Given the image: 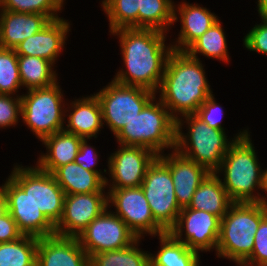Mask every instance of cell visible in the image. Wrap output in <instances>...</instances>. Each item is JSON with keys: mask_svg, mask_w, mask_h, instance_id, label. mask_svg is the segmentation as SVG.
<instances>
[{"mask_svg": "<svg viewBox=\"0 0 267 266\" xmlns=\"http://www.w3.org/2000/svg\"><path fill=\"white\" fill-rule=\"evenodd\" d=\"M63 2L64 0H1L0 11L36 13L55 20L60 18L57 12L62 9Z\"/></svg>", "mask_w": 267, "mask_h": 266, "instance_id": "obj_34", "label": "cell"}, {"mask_svg": "<svg viewBox=\"0 0 267 266\" xmlns=\"http://www.w3.org/2000/svg\"><path fill=\"white\" fill-rule=\"evenodd\" d=\"M257 2H258L257 6L259 9L265 2H267V0H258Z\"/></svg>", "mask_w": 267, "mask_h": 266, "instance_id": "obj_44", "label": "cell"}, {"mask_svg": "<svg viewBox=\"0 0 267 266\" xmlns=\"http://www.w3.org/2000/svg\"><path fill=\"white\" fill-rule=\"evenodd\" d=\"M10 177L54 225L59 222L63 213L65 192L52 173L42 171L37 166L23 168L16 165Z\"/></svg>", "mask_w": 267, "mask_h": 266, "instance_id": "obj_10", "label": "cell"}, {"mask_svg": "<svg viewBox=\"0 0 267 266\" xmlns=\"http://www.w3.org/2000/svg\"><path fill=\"white\" fill-rule=\"evenodd\" d=\"M195 115L200 120L205 122L208 126L225 131L224 128L221 126V117L223 116V110L222 107L218 103H216L213 94L210 95L208 99L201 104Z\"/></svg>", "mask_w": 267, "mask_h": 266, "instance_id": "obj_37", "label": "cell"}, {"mask_svg": "<svg viewBox=\"0 0 267 266\" xmlns=\"http://www.w3.org/2000/svg\"><path fill=\"white\" fill-rule=\"evenodd\" d=\"M261 19L262 23L255 25L244 37L243 44L250 51L267 55V20Z\"/></svg>", "mask_w": 267, "mask_h": 266, "instance_id": "obj_38", "label": "cell"}, {"mask_svg": "<svg viewBox=\"0 0 267 266\" xmlns=\"http://www.w3.org/2000/svg\"><path fill=\"white\" fill-rule=\"evenodd\" d=\"M158 158L170 169L178 205L181 209L188 207L196 189L210 172L175 149L171 154L165 156L163 153Z\"/></svg>", "mask_w": 267, "mask_h": 266, "instance_id": "obj_17", "label": "cell"}, {"mask_svg": "<svg viewBox=\"0 0 267 266\" xmlns=\"http://www.w3.org/2000/svg\"><path fill=\"white\" fill-rule=\"evenodd\" d=\"M50 21L48 16L42 14L2 10L0 47L15 49L20 42L41 31Z\"/></svg>", "mask_w": 267, "mask_h": 266, "instance_id": "obj_20", "label": "cell"}, {"mask_svg": "<svg viewBox=\"0 0 267 266\" xmlns=\"http://www.w3.org/2000/svg\"><path fill=\"white\" fill-rule=\"evenodd\" d=\"M106 208L77 237L89 258L96 253L123 249L137 236L125 222Z\"/></svg>", "mask_w": 267, "mask_h": 266, "instance_id": "obj_11", "label": "cell"}, {"mask_svg": "<svg viewBox=\"0 0 267 266\" xmlns=\"http://www.w3.org/2000/svg\"><path fill=\"white\" fill-rule=\"evenodd\" d=\"M263 190H264L265 192H267V169L264 170Z\"/></svg>", "mask_w": 267, "mask_h": 266, "instance_id": "obj_43", "label": "cell"}, {"mask_svg": "<svg viewBox=\"0 0 267 266\" xmlns=\"http://www.w3.org/2000/svg\"><path fill=\"white\" fill-rule=\"evenodd\" d=\"M155 101L153 98L115 135L119 145L145 147L158 156L165 148L175 149L176 120L160 100Z\"/></svg>", "mask_w": 267, "mask_h": 266, "instance_id": "obj_6", "label": "cell"}, {"mask_svg": "<svg viewBox=\"0 0 267 266\" xmlns=\"http://www.w3.org/2000/svg\"><path fill=\"white\" fill-rule=\"evenodd\" d=\"M139 240L123 249L93 254L89 258L90 266H150L149 253L138 249Z\"/></svg>", "mask_w": 267, "mask_h": 266, "instance_id": "obj_31", "label": "cell"}, {"mask_svg": "<svg viewBox=\"0 0 267 266\" xmlns=\"http://www.w3.org/2000/svg\"><path fill=\"white\" fill-rule=\"evenodd\" d=\"M52 175L65 195L104 192L105 180L96 172L84 169L75 161L58 167Z\"/></svg>", "mask_w": 267, "mask_h": 266, "instance_id": "obj_24", "label": "cell"}, {"mask_svg": "<svg viewBox=\"0 0 267 266\" xmlns=\"http://www.w3.org/2000/svg\"><path fill=\"white\" fill-rule=\"evenodd\" d=\"M221 218L203 210L182 208L175 226L169 233L188 248L210 251L217 248L220 235ZM185 229V239L182 233ZM183 239V240H182Z\"/></svg>", "mask_w": 267, "mask_h": 266, "instance_id": "obj_13", "label": "cell"}, {"mask_svg": "<svg viewBox=\"0 0 267 266\" xmlns=\"http://www.w3.org/2000/svg\"><path fill=\"white\" fill-rule=\"evenodd\" d=\"M258 13L260 17H263L265 20H267V2H265L259 9Z\"/></svg>", "mask_w": 267, "mask_h": 266, "instance_id": "obj_42", "label": "cell"}, {"mask_svg": "<svg viewBox=\"0 0 267 266\" xmlns=\"http://www.w3.org/2000/svg\"><path fill=\"white\" fill-rule=\"evenodd\" d=\"M36 266H90L77 237L52 235L38 238Z\"/></svg>", "mask_w": 267, "mask_h": 266, "instance_id": "obj_18", "label": "cell"}, {"mask_svg": "<svg viewBox=\"0 0 267 266\" xmlns=\"http://www.w3.org/2000/svg\"><path fill=\"white\" fill-rule=\"evenodd\" d=\"M158 90L161 91L159 100L176 121L179 114H195L213 93L199 58L191 57L186 51L175 50L168 57Z\"/></svg>", "mask_w": 267, "mask_h": 266, "instance_id": "obj_2", "label": "cell"}, {"mask_svg": "<svg viewBox=\"0 0 267 266\" xmlns=\"http://www.w3.org/2000/svg\"><path fill=\"white\" fill-rule=\"evenodd\" d=\"M189 131L182 133L183 121H176L175 150L185 158L205 167L210 173H216L220 168L223 158L235 140L242 138L247 130L228 141L225 131L208 126L195 114L184 115ZM188 140V141H187Z\"/></svg>", "mask_w": 267, "mask_h": 266, "instance_id": "obj_4", "label": "cell"}, {"mask_svg": "<svg viewBox=\"0 0 267 266\" xmlns=\"http://www.w3.org/2000/svg\"><path fill=\"white\" fill-rule=\"evenodd\" d=\"M267 215L263 203H233L221 219L218 257L245 262L252 254L254 237L260 221Z\"/></svg>", "mask_w": 267, "mask_h": 266, "instance_id": "obj_5", "label": "cell"}, {"mask_svg": "<svg viewBox=\"0 0 267 266\" xmlns=\"http://www.w3.org/2000/svg\"><path fill=\"white\" fill-rule=\"evenodd\" d=\"M22 236L23 234L18 229L17 223L7 211L0 217V243L15 241Z\"/></svg>", "mask_w": 267, "mask_h": 266, "instance_id": "obj_40", "label": "cell"}, {"mask_svg": "<svg viewBox=\"0 0 267 266\" xmlns=\"http://www.w3.org/2000/svg\"><path fill=\"white\" fill-rule=\"evenodd\" d=\"M158 157L153 151L141 146H124L112 153L108 160L110 189L141 186L148 167ZM112 186V187H111Z\"/></svg>", "mask_w": 267, "mask_h": 266, "instance_id": "obj_16", "label": "cell"}, {"mask_svg": "<svg viewBox=\"0 0 267 266\" xmlns=\"http://www.w3.org/2000/svg\"><path fill=\"white\" fill-rule=\"evenodd\" d=\"M107 203H112L119 216L128 228L141 238L143 234L159 236L166 233L154 220L149 203L143 193L141 186L109 189Z\"/></svg>", "mask_w": 267, "mask_h": 266, "instance_id": "obj_12", "label": "cell"}, {"mask_svg": "<svg viewBox=\"0 0 267 266\" xmlns=\"http://www.w3.org/2000/svg\"><path fill=\"white\" fill-rule=\"evenodd\" d=\"M233 203L219 175L210 173L196 189L188 208L203 210L222 219Z\"/></svg>", "mask_w": 267, "mask_h": 266, "instance_id": "obj_25", "label": "cell"}, {"mask_svg": "<svg viewBox=\"0 0 267 266\" xmlns=\"http://www.w3.org/2000/svg\"><path fill=\"white\" fill-rule=\"evenodd\" d=\"M250 134H246L234 141L225 154L220 168L224 171L223 187L227 191L229 198L234 203H263L267 206L265 196L260 197L253 192L255 188L263 190L264 171L258 164Z\"/></svg>", "mask_w": 267, "mask_h": 266, "instance_id": "obj_3", "label": "cell"}, {"mask_svg": "<svg viewBox=\"0 0 267 266\" xmlns=\"http://www.w3.org/2000/svg\"><path fill=\"white\" fill-rule=\"evenodd\" d=\"M119 36L126 70H120L114 81L157 92L172 46L165 45L166 34L155 29L121 28L111 32Z\"/></svg>", "mask_w": 267, "mask_h": 266, "instance_id": "obj_1", "label": "cell"}, {"mask_svg": "<svg viewBox=\"0 0 267 266\" xmlns=\"http://www.w3.org/2000/svg\"><path fill=\"white\" fill-rule=\"evenodd\" d=\"M155 222L169 232L181 211L178 205L170 169L157 157L148 167L141 184Z\"/></svg>", "mask_w": 267, "mask_h": 266, "instance_id": "obj_9", "label": "cell"}, {"mask_svg": "<svg viewBox=\"0 0 267 266\" xmlns=\"http://www.w3.org/2000/svg\"><path fill=\"white\" fill-rule=\"evenodd\" d=\"M1 187L7 197L8 212L23 235L38 238L55 235V225L10 176Z\"/></svg>", "mask_w": 267, "mask_h": 266, "instance_id": "obj_15", "label": "cell"}, {"mask_svg": "<svg viewBox=\"0 0 267 266\" xmlns=\"http://www.w3.org/2000/svg\"><path fill=\"white\" fill-rule=\"evenodd\" d=\"M21 113V96L13 99L9 94H0V128L16 125Z\"/></svg>", "mask_w": 267, "mask_h": 266, "instance_id": "obj_36", "label": "cell"}, {"mask_svg": "<svg viewBox=\"0 0 267 266\" xmlns=\"http://www.w3.org/2000/svg\"><path fill=\"white\" fill-rule=\"evenodd\" d=\"M172 0H140L138 8V28L168 30L174 23L175 5Z\"/></svg>", "mask_w": 267, "mask_h": 266, "instance_id": "obj_28", "label": "cell"}, {"mask_svg": "<svg viewBox=\"0 0 267 266\" xmlns=\"http://www.w3.org/2000/svg\"><path fill=\"white\" fill-rule=\"evenodd\" d=\"M226 37L222 25L218 20L202 36H200L186 52L197 59V54L201 53L206 57L216 58L224 62H229Z\"/></svg>", "mask_w": 267, "mask_h": 266, "instance_id": "obj_30", "label": "cell"}, {"mask_svg": "<svg viewBox=\"0 0 267 266\" xmlns=\"http://www.w3.org/2000/svg\"><path fill=\"white\" fill-rule=\"evenodd\" d=\"M38 237L23 235L0 243V266H36Z\"/></svg>", "mask_w": 267, "mask_h": 266, "instance_id": "obj_29", "label": "cell"}, {"mask_svg": "<svg viewBox=\"0 0 267 266\" xmlns=\"http://www.w3.org/2000/svg\"><path fill=\"white\" fill-rule=\"evenodd\" d=\"M102 7L109 17L110 32L121 28H138L140 0H103Z\"/></svg>", "mask_w": 267, "mask_h": 266, "instance_id": "obj_32", "label": "cell"}, {"mask_svg": "<svg viewBox=\"0 0 267 266\" xmlns=\"http://www.w3.org/2000/svg\"><path fill=\"white\" fill-rule=\"evenodd\" d=\"M107 196L103 192L65 195L62 217L55 225V235H78L106 208Z\"/></svg>", "mask_w": 267, "mask_h": 266, "instance_id": "obj_14", "label": "cell"}, {"mask_svg": "<svg viewBox=\"0 0 267 266\" xmlns=\"http://www.w3.org/2000/svg\"><path fill=\"white\" fill-rule=\"evenodd\" d=\"M161 248L149 254L150 266H199V252L177 241L169 232L159 235Z\"/></svg>", "mask_w": 267, "mask_h": 266, "instance_id": "obj_26", "label": "cell"}, {"mask_svg": "<svg viewBox=\"0 0 267 266\" xmlns=\"http://www.w3.org/2000/svg\"><path fill=\"white\" fill-rule=\"evenodd\" d=\"M20 96L22 120L40 141L64 129L65 112L68 110H63V94L58 82L49 87L30 89Z\"/></svg>", "mask_w": 267, "mask_h": 266, "instance_id": "obj_7", "label": "cell"}, {"mask_svg": "<svg viewBox=\"0 0 267 266\" xmlns=\"http://www.w3.org/2000/svg\"><path fill=\"white\" fill-rule=\"evenodd\" d=\"M70 24L63 18L51 20L41 31L20 42L15 50L17 55L35 56L53 64L62 51Z\"/></svg>", "mask_w": 267, "mask_h": 266, "instance_id": "obj_19", "label": "cell"}, {"mask_svg": "<svg viewBox=\"0 0 267 266\" xmlns=\"http://www.w3.org/2000/svg\"><path fill=\"white\" fill-rule=\"evenodd\" d=\"M88 139H82L79 147V151L77 156L75 157V162L79 164L86 170L98 173L104 180L106 186L108 185V179L101 174V170L94 169L97 166L98 155L96 153L95 148L89 146L87 143Z\"/></svg>", "mask_w": 267, "mask_h": 266, "instance_id": "obj_39", "label": "cell"}, {"mask_svg": "<svg viewBox=\"0 0 267 266\" xmlns=\"http://www.w3.org/2000/svg\"><path fill=\"white\" fill-rule=\"evenodd\" d=\"M236 264H239L240 266H253V265L247 264L245 262H236Z\"/></svg>", "mask_w": 267, "mask_h": 266, "instance_id": "obj_45", "label": "cell"}, {"mask_svg": "<svg viewBox=\"0 0 267 266\" xmlns=\"http://www.w3.org/2000/svg\"><path fill=\"white\" fill-rule=\"evenodd\" d=\"M177 8L174 9V22L178 20V12L182 27L177 43L171 46L175 51H186L219 19L214 13H211L207 8L198 6V4L183 2Z\"/></svg>", "mask_w": 267, "mask_h": 266, "instance_id": "obj_21", "label": "cell"}, {"mask_svg": "<svg viewBox=\"0 0 267 266\" xmlns=\"http://www.w3.org/2000/svg\"><path fill=\"white\" fill-rule=\"evenodd\" d=\"M19 75L22 86L28 90L49 87L57 82L54 64L35 56L18 55Z\"/></svg>", "mask_w": 267, "mask_h": 266, "instance_id": "obj_27", "label": "cell"}, {"mask_svg": "<svg viewBox=\"0 0 267 266\" xmlns=\"http://www.w3.org/2000/svg\"><path fill=\"white\" fill-rule=\"evenodd\" d=\"M68 115V125L64 131L75 134L83 139H91L103 127L100 103L95 95L73 101Z\"/></svg>", "mask_w": 267, "mask_h": 266, "instance_id": "obj_23", "label": "cell"}, {"mask_svg": "<svg viewBox=\"0 0 267 266\" xmlns=\"http://www.w3.org/2000/svg\"><path fill=\"white\" fill-rule=\"evenodd\" d=\"M82 139L64 130L46 136L41 141L47 148V153L39 157L37 167L53 173L58 167L74 162Z\"/></svg>", "mask_w": 267, "mask_h": 266, "instance_id": "obj_22", "label": "cell"}, {"mask_svg": "<svg viewBox=\"0 0 267 266\" xmlns=\"http://www.w3.org/2000/svg\"><path fill=\"white\" fill-rule=\"evenodd\" d=\"M21 86L18 55L14 49L0 47V94L14 96Z\"/></svg>", "mask_w": 267, "mask_h": 266, "instance_id": "obj_33", "label": "cell"}, {"mask_svg": "<svg viewBox=\"0 0 267 266\" xmlns=\"http://www.w3.org/2000/svg\"><path fill=\"white\" fill-rule=\"evenodd\" d=\"M8 211L7 197L2 187H0V217Z\"/></svg>", "mask_w": 267, "mask_h": 266, "instance_id": "obj_41", "label": "cell"}, {"mask_svg": "<svg viewBox=\"0 0 267 266\" xmlns=\"http://www.w3.org/2000/svg\"><path fill=\"white\" fill-rule=\"evenodd\" d=\"M245 263L253 266H267V215L260 221L254 237V248Z\"/></svg>", "mask_w": 267, "mask_h": 266, "instance_id": "obj_35", "label": "cell"}, {"mask_svg": "<svg viewBox=\"0 0 267 266\" xmlns=\"http://www.w3.org/2000/svg\"><path fill=\"white\" fill-rule=\"evenodd\" d=\"M155 94L143 87L124 85L112 80L94 95L100 103L103 121L116 135L156 97Z\"/></svg>", "mask_w": 267, "mask_h": 266, "instance_id": "obj_8", "label": "cell"}]
</instances>
